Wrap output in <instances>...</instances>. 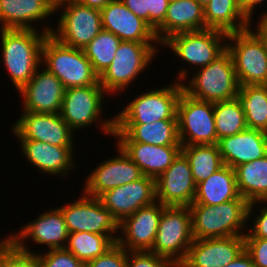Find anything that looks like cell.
Segmentation results:
<instances>
[{
    "label": "cell",
    "mask_w": 267,
    "mask_h": 267,
    "mask_svg": "<svg viewBox=\"0 0 267 267\" xmlns=\"http://www.w3.org/2000/svg\"><path fill=\"white\" fill-rule=\"evenodd\" d=\"M127 267H174V264L150 251H127Z\"/></svg>",
    "instance_id": "obj_41"
},
{
    "label": "cell",
    "mask_w": 267,
    "mask_h": 267,
    "mask_svg": "<svg viewBox=\"0 0 267 267\" xmlns=\"http://www.w3.org/2000/svg\"><path fill=\"white\" fill-rule=\"evenodd\" d=\"M159 47L162 49L161 43L122 41L113 61L99 76V83L108 96H115L129 89L130 84L133 85V81L155 61L153 59L157 58L155 56L159 53Z\"/></svg>",
    "instance_id": "obj_4"
},
{
    "label": "cell",
    "mask_w": 267,
    "mask_h": 267,
    "mask_svg": "<svg viewBox=\"0 0 267 267\" xmlns=\"http://www.w3.org/2000/svg\"><path fill=\"white\" fill-rule=\"evenodd\" d=\"M137 17L148 23V0H120Z\"/></svg>",
    "instance_id": "obj_44"
},
{
    "label": "cell",
    "mask_w": 267,
    "mask_h": 267,
    "mask_svg": "<svg viewBox=\"0 0 267 267\" xmlns=\"http://www.w3.org/2000/svg\"><path fill=\"white\" fill-rule=\"evenodd\" d=\"M223 267H255L249 254L243 250L233 262Z\"/></svg>",
    "instance_id": "obj_47"
},
{
    "label": "cell",
    "mask_w": 267,
    "mask_h": 267,
    "mask_svg": "<svg viewBox=\"0 0 267 267\" xmlns=\"http://www.w3.org/2000/svg\"><path fill=\"white\" fill-rule=\"evenodd\" d=\"M203 8L210 2V0H196Z\"/></svg>",
    "instance_id": "obj_50"
},
{
    "label": "cell",
    "mask_w": 267,
    "mask_h": 267,
    "mask_svg": "<svg viewBox=\"0 0 267 267\" xmlns=\"http://www.w3.org/2000/svg\"><path fill=\"white\" fill-rule=\"evenodd\" d=\"M45 1L54 11H56L58 8H60L61 6L67 4L72 0H45Z\"/></svg>",
    "instance_id": "obj_49"
},
{
    "label": "cell",
    "mask_w": 267,
    "mask_h": 267,
    "mask_svg": "<svg viewBox=\"0 0 267 267\" xmlns=\"http://www.w3.org/2000/svg\"><path fill=\"white\" fill-rule=\"evenodd\" d=\"M117 155L100 162L90 174L87 175L83 192L86 195L98 198L110 189L131 183L143 176L139 166L134 163L123 149L116 144Z\"/></svg>",
    "instance_id": "obj_16"
},
{
    "label": "cell",
    "mask_w": 267,
    "mask_h": 267,
    "mask_svg": "<svg viewBox=\"0 0 267 267\" xmlns=\"http://www.w3.org/2000/svg\"><path fill=\"white\" fill-rule=\"evenodd\" d=\"M44 68L53 73L65 88L95 85L99 76L83 49L73 48L48 34L42 45Z\"/></svg>",
    "instance_id": "obj_6"
},
{
    "label": "cell",
    "mask_w": 267,
    "mask_h": 267,
    "mask_svg": "<svg viewBox=\"0 0 267 267\" xmlns=\"http://www.w3.org/2000/svg\"><path fill=\"white\" fill-rule=\"evenodd\" d=\"M122 40L112 32L102 29L83 51L91 62L94 72L100 76L111 64Z\"/></svg>",
    "instance_id": "obj_36"
},
{
    "label": "cell",
    "mask_w": 267,
    "mask_h": 267,
    "mask_svg": "<svg viewBox=\"0 0 267 267\" xmlns=\"http://www.w3.org/2000/svg\"><path fill=\"white\" fill-rule=\"evenodd\" d=\"M214 120L218 140L247 128L245 114L237 98L214 103Z\"/></svg>",
    "instance_id": "obj_35"
},
{
    "label": "cell",
    "mask_w": 267,
    "mask_h": 267,
    "mask_svg": "<svg viewBox=\"0 0 267 267\" xmlns=\"http://www.w3.org/2000/svg\"><path fill=\"white\" fill-rule=\"evenodd\" d=\"M45 211L43 214H39L33 221H29L23 227L21 226L17 233L9 234L5 238L19 251L29 254L32 251L28 246L31 240L33 244H40V247L41 245L43 247L46 246L48 250L65 248L69 233L66 228L63 213L59 207L50 208V210Z\"/></svg>",
    "instance_id": "obj_14"
},
{
    "label": "cell",
    "mask_w": 267,
    "mask_h": 267,
    "mask_svg": "<svg viewBox=\"0 0 267 267\" xmlns=\"http://www.w3.org/2000/svg\"><path fill=\"white\" fill-rule=\"evenodd\" d=\"M98 199L121 223L141 207L157 201L156 179L143 175L136 181L105 191Z\"/></svg>",
    "instance_id": "obj_18"
},
{
    "label": "cell",
    "mask_w": 267,
    "mask_h": 267,
    "mask_svg": "<svg viewBox=\"0 0 267 267\" xmlns=\"http://www.w3.org/2000/svg\"><path fill=\"white\" fill-rule=\"evenodd\" d=\"M80 198L60 206L68 233L89 232L107 235L114 243L119 236V223L101 201L83 191ZM118 232V233H117Z\"/></svg>",
    "instance_id": "obj_12"
},
{
    "label": "cell",
    "mask_w": 267,
    "mask_h": 267,
    "mask_svg": "<svg viewBox=\"0 0 267 267\" xmlns=\"http://www.w3.org/2000/svg\"><path fill=\"white\" fill-rule=\"evenodd\" d=\"M85 267H127V250L115 243L103 255L86 263Z\"/></svg>",
    "instance_id": "obj_40"
},
{
    "label": "cell",
    "mask_w": 267,
    "mask_h": 267,
    "mask_svg": "<svg viewBox=\"0 0 267 267\" xmlns=\"http://www.w3.org/2000/svg\"><path fill=\"white\" fill-rule=\"evenodd\" d=\"M228 33L218 29L180 32L171 35L161 46L168 47L179 61L198 70L210 64L227 49Z\"/></svg>",
    "instance_id": "obj_10"
},
{
    "label": "cell",
    "mask_w": 267,
    "mask_h": 267,
    "mask_svg": "<svg viewBox=\"0 0 267 267\" xmlns=\"http://www.w3.org/2000/svg\"><path fill=\"white\" fill-rule=\"evenodd\" d=\"M107 95L99 81L95 85L66 88L60 115L74 132L78 130L80 132V129L84 131L87 126L100 124V132L102 130L106 136L112 137L114 116L102 119L103 108L106 107L103 104Z\"/></svg>",
    "instance_id": "obj_5"
},
{
    "label": "cell",
    "mask_w": 267,
    "mask_h": 267,
    "mask_svg": "<svg viewBox=\"0 0 267 267\" xmlns=\"http://www.w3.org/2000/svg\"><path fill=\"white\" fill-rule=\"evenodd\" d=\"M75 1H77L82 5L101 10L109 2H112L113 0H75Z\"/></svg>",
    "instance_id": "obj_48"
},
{
    "label": "cell",
    "mask_w": 267,
    "mask_h": 267,
    "mask_svg": "<svg viewBox=\"0 0 267 267\" xmlns=\"http://www.w3.org/2000/svg\"><path fill=\"white\" fill-rule=\"evenodd\" d=\"M176 116L181 146L218 143L214 103L195 99L182 91Z\"/></svg>",
    "instance_id": "obj_11"
},
{
    "label": "cell",
    "mask_w": 267,
    "mask_h": 267,
    "mask_svg": "<svg viewBox=\"0 0 267 267\" xmlns=\"http://www.w3.org/2000/svg\"><path fill=\"white\" fill-rule=\"evenodd\" d=\"M23 157L26 161L45 175L68 177L69 172L77 169L74 161V146H56L31 139H18ZM74 147V148H73ZM68 175V176H66Z\"/></svg>",
    "instance_id": "obj_21"
},
{
    "label": "cell",
    "mask_w": 267,
    "mask_h": 267,
    "mask_svg": "<svg viewBox=\"0 0 267 267\" xmlns=\"http://www.w3.org/2000/svg\"><path fill=\"white\" fill-rule=\"evenodd\" d=\"M54 14L45 0H0V29L36 30L35 22L44 23Z\"/></svg>",
    "instance_id": "obj_28"
},
{
    "label": "cell",
    "mask_w": 267,
    "mask_h": 267,
    "mask_svg": "<svg viewBox=\"0 0 267 267\" xmlns=\"http://www.w3.org/2000/svg\"><path fill=\"white\" fill-rule=\"evenodd\" d=\"M217 145L224 165L235 169L267 155V134L246 128L240 133L219 139Z\"/></svg>",
    "instance_id": "obj_24"
},
{
    "label": "cell",
    "mask_w": 267,
    "mask_h": 267,
    "mask_svg": "<svg viewBox=\"0 0 267 267\" xmlns=\"http://www.w3.org/2000/svg\"><path fill=\"white\" fill-rule=\"evenodd\" d=\"M234 199H244L240 196L235 170L224 165L209 178L196 185V194L192 204L219 205Z\"/></svg>",
    "instance_id": "obj_29"
},
{
    "label": "cell",
    "mask_w": 267,
    "mask_h": 267,
    "mask_svg": "<svg viewBox=\"0 0 267 267\" xmlns=\"http://www.w3.org/2000/svg\"><path fill=\"white\" fill-rule=\"evenodd\" d=\"M115 142H139L156 146L181 145L177 119L145 124H114Z\"/></svg>",
    "instance_id": "obj_25"
},
{
    "label": "cell",
    "mask_w": 267,
    "mask_h": 267,
    "mask_svg": "<svg viewBox=\"0 0 267 267\" xmlns=\"http://www.w3.org/2000/svg\"><path fill=\"white\" fill-rule=\"evenodd\" d=\"M238 191L248 203L267 201V155L235 169Z\"/></svg>",
    "instance_id": "obj_31"
},
{
    "label": "cell",
    "mask_w": 267,
    "mask_h": 267,
    "mask_svg": "<svg viewBox=\"0 0 267 267\" xmlns=\"http://www.w3.org/2000/svg\"><path fill=\"white\" fill-rule=\"evenodd\" d=\"M188 207L194 240L244 236L247 232L249 203L245 199H234L214 206L191 204Z\"/></svg>",
    "instance_id": "obj_3"
},
{
    "label": "cell",
    "mask_w": 267,
    "mask_h": 267,
    "mask_svg": "<svg viewBox=\"0 0 267 267\" xmlns=\"http://www.w3.org/2000/svg\"><path fill=\"white\" fill-rule=\"evenodd\" d=\"M0 267H40L36 254L19 251L5 237L0 239Z\"/></svg>",
    "instance_id": "obj_37"
},
{
    "label": "cell",
    "mask_w": 267,
    "mask_h": 267,
    "mask_svg": "<svg viewBox=\"0 0 267 267\" xmlns=\"http://www.w3.org/2000/svg\"><path fill=\"white\" fill-rule=\"evenodd\" d=\"M17 139H31L56 146H75L74 132L60 113H34L22 111L11 127Z\"/></svg>",
    "instance_id": "obj_15"
},
{
    "label": "cell",
    "mask_w": 267,
    "mask_h": 267,
    "mask_svg": "<svg viewBox=\"0 0 267 267\" xmlns=\"http://www.w3.org/2000/svg\"><path fill=\"white\" fill-rule=\"evenodd\" d=\"M258 23L256 22V29L253 30L257 35L264 41L267 47V11L265 10L262 14L260 13Z\"/></svg>",
    "instance_id": "obj_46"
},
{
    "label": "cell",
    "mask_w": 267,
    "mask_h": 267,
    "mask_svg": "<svg viewBox=\"0 0 267 267\" xmlns=\"http://www.w3.org/2000/svg\"><path fill=\"white\" fill-rule=\"evenodd\" d=\"M244 250V236L194 240L181 267H223Z\"/></svg>",
    "instance_id": "obj_22"
},
{
    "label": "cell",
    "mask_w": 267,
    "mask_h": 267,
    "mask_svg": "<svg viewBox=\"0 0 267 267\" xmlns=\"http://www.w3.org/2000/svg\"><path fill=\"white\" fill-rule=\"evenodd\" d=\"M65 90L62 82L41 65L31 80L18 91L22 99L21 111L60 113Z\"/></svg>",
    "instance_id": "obj_20"
},
{
    "label": "cell",
    "mask_w": 267,
    "mask_h": 267,
    "mask_svg": "<svg viewBox=\"0 0 267 267\" xmlns=\"http://www.w3.org/2000/svg\"><path fill=\"white\" fill-rule=\"evenodd\" d=\"M62 9V11H61ZM61 11L56 28L51 35L61 43L83 49L103 29L101 10L78 3L75 0L58 8Z\"/></svg>",
    "instance_id": "obj_13"
},
{
    "label": "cell",
    "mask_w": 267,
    "mask_h": 267,
    "mask_svg": "<svg viewBox=\"0 0 267 267\" xmlns=\"http://www.w3.org/2000/svg\"><path fill=\"white\" fill-rule=\"evenodd\" d=\"M196 194L188 159L180 152L156 179V200L165 206H190Z\"/></svg>",
    "instance_id": "obj_19"
},
{
    "label": "cell",
    "mask_w": 267,
    "mask_h": 267,
    "mask_svg": "<svg viewBox=\"0 0 267 267\" xmlns=\"http://www.w3.org/2000/svg\"><path fill=\"white\" fill-rule=\"evenodd\" d=\"M45 24L48 26L40 28V31L39 28L0 29L3 69L7 70L16 91H20L42 65V45L53 30L50 24Z\"/></svg>",
    "instance_id": "obj_1"
},
{
    "label": "cell",
    "mask_w": 267,
    "mask_h": 267,
    "mask_svg": "<svg viewBox=\"0 0 267 267\" xmlns=\"http://www.w3.org/2000/svg\"><path fill=\"white\" fill-rule=\"evenodd\" d=\"M205 29L226 33L240 32L251 27V21L242 12L238 0H210L204 8Z\"/></svg>",
    "instance_id": "obj_30"
},
{
    "label": "cell",
    "mask_w": 267,
    "mask_h": 267,
    "mask_svg": "<svg viewBox=\"0 0 267 267\" xmlns=\"http://www.w3.org/2000/svg\"><path fill=\"white\" fill-rule=\"evenodd\" d=\"M139 166L144 176L157 179L181 152V145L156 146L139 142H116Z\"/></svg>",
    "instance_id": "obj_27"
},
{
    "label": "cell",
    "mask_w": 267,
    "mask_h": 267,
    "mask_svg": "<svg viewBox=\"0 0 267 267\" xmlns=\"http://www.w3.org/2000/svg\"><path fill=\"white\" fill-rule=\"evenodd\" d=\"M194 241L188 206H166L159 221L156 239L150 252L179 265Z\"/></svg>",
    "instance_id": "obj_9"
},
{
    "label": "cell",
    "mask_w": 267,
    "mask_h": 267,
    "mask_svg": "<svg viewBox=\"0 0 267 267\" xmlns=\"http://www.w3.org/2000/svg\"><path fill=\"white\" fill-rule=\"evenodd\" d=\"M252 27L228 33L227 37V50L240 86L267 85V47Z\"/></svg>",
    "instance_id": "obj_8"
},
{
    "label": "cell",
    "mask_w": 267,
    "mask_h": 267,
    "mask_svg": "<svg viewBox=\"0 0 267 267\" xmlns=\"http://www.w3.org/2000/svg\"><path fill=\"white\" fill-rule=\"evenodd\" d=\"M188 159L196 185L224 166L217 144L181 146Z\"/></svg>",
    "instance_id": "obj_33"
},
{
    "label": "cell",
    "mask_w": 267,
    "mask_h": 267,
    "mask_svg": "<svg viewBox=\"0 0 267 267\" xmlns=\"http://www.w3.org/2000/svg\"><path fill=\"white\" fill-rule=\"evenodd\" d=\"M31 251L39 259L40 267H85V265L66 248L50 249L43 253Z\"/></svg>",
    "instance_id": "obj_38"
},
{
    "label": "cell",
    "mask_w": 267,
    "mask_h": 267,
    "mask_svg": "<svg viewBox=\"0 0 267 267\" xmlns=\"http://www.w3.org/2000/svg\"><path fill=\"white\" fill-rule=\"evenodd\" d=\"M135 98L115 114L114 124H145L167 119H177V103L183 91L178 81Z\"/></svg>",
    "instance_id": "obj_7"
},
{
    "label": "cell",
    "mask_w": 267,
    "mask_h": 267,
    "mask_svg": "<svg viewBox=\"0 0 267 267\" xmlns=\"http://www.w3.org/2000/svg\"><path fill=\"white\" fill-rule=\"evenodd\" d=\"M165 207L155 201L126 217L119 223L117 243L127 251H151Z\"/></svg>",
    "instance_id": "obj_17"
},
{
    "label": "cell",
    "mask_w": 267,
    "mask_h": 267,
    "mask_svg": "<svg viewBox=\"0 0 267 267\" xmlns=\"http://www.w3.org/2000/svg\"><path fill=\"white\" fill-rule=\"evenodd\" d=\"M102 28L122 41L160 43L153 28L137 17L120 0H113L101 9Z\"/></svg>",
    "instance_id": "obj_23"
},
{
    "label": "cell",
    "mask_w": 267,
    "mask_h": 267,
    "mask_svg": "<svg viewBox=\"0 0 267 267\" xmlns=\"http://www.w3.org/2000/svg\"><path fill=\"white\" fill-rule=\"evenodd\" d=\"M204 29V8L196 0H177L169 1L165 19L154 31L162 44L173 34Z\"/></svg>",
    "instance_id": "obj_26"
},
{
    "label": "cell",
    "mask_w": 267,
    "mask_h": 267,
    "mask_svg": "<svg viewBox=\"0 0 267 267\" xmlns=\"http://www.w3.org/2000/svg\"><path fill=\"white\" fill-rule=\"evenodd\" d=\"M187 67H181L175 78L182 83L183 91L189 96L212 103L236 98L240 85L227 49L207 66L194 70L196 72L191 74V78L188 77Z\"/></svg>",
    "instance_id": "obj_2"
},
{
    "label": "cell",
    "mask_w": 267,
    "mask_h": 267,
    "mask_svg": "<svg viewBox=\"0 0 267 267\" xmlns=\"http://www.w3.org/2000/svg\"><path fill=\"white\" fill-rule=\"evenodd\" d=\"M114 244L107 235L71 232L68 234L65 248L85 265L89 261L103 255Z\"/></svg>",
    "instance_id": "obj_34"
},
{
    "label": "cell",
    "mask_w": 267,
    "mask_h": 267,
    "mask_svg": "<svg viewBox=\"0 0 267 267\" xmlns=\"http://www.w3.org/2000/svg\"><path fill=\"white\" fill-rule=\"evenodd\" d=\"M240 8L242 12L246 15V17L251 21V25L253 24V16L256 10H258L257 6H263V3H267V0H238ZM253 18V19H252Z\"/></svg>",
    "instance_id": "obj_45"
},
{
    "label": "cell",
    "mask_w": 267,
    "mask_h": 267,
    "mask_svg": "<svg viewBox=\"0 0 267 267\" xmlns=\"http://www.w3.org/2000/svg\"><path fill=\"white\" fill-rule=\"evenodd\" d=\"M244 250L255 267H267V239L244 237Z\"/></svg>",
    "instance_id": "obj_42"
},
{
    "label": "cell",
    "mask_w": 267,
    "mask_h": 267,
    "mask_svg": "<svg viewBox=\"0 0 267 267\" xmlns=\"http://www.w3.org/2000/svg\"><path fill=\"white\" fill-rule=\"evenodd\" d=\"M170 0H148V24L155 30L165 19Z\"/></svg>",
    "instance_id": "obj_43"
},
{
    "label": "cell",
    "mask_w": 267,
    "mask_h": 267,
    "mask_svg": "<svg viewBox=\"0 0 267 267\" xmlns=\"http://www.w3.org/2000/svg\"><path fill=\"white\" fill-rule=\"evenodd\" d=\"M244 114L247 128L267 131V85L239 87L236 96Z\"/></svg>",
    "instance_id": "obj_32"
},
{
    "label": "cell",
    "mask_w": 267,
    "mask_h": 267,
    "mask_svg": "<svg viewBox=\"0 0 267 267\" xmlns=\"http://www.w3.org/2000/svg\"><path fill=\"white\" fill-rule=\"evenodd\" d=\"M259 202V203H258ZM267 201H256L249 203L248 207V222H252V224L248 226L247 232L244 235V237H255V238H263L267 239ZM257 204H264L263 207H261ZM255 206L259 209H257V215H255ZM255 215V216H254ZM255 218L252 221L250 220L252 217ZM250 218V219H249ZM250 220V221H249ZM253 226V227H250ZM250 227V228H249ZM249 231V232H248Z\"/></svg>",
    "instance_id": "obj_39"
}]
</instances>
